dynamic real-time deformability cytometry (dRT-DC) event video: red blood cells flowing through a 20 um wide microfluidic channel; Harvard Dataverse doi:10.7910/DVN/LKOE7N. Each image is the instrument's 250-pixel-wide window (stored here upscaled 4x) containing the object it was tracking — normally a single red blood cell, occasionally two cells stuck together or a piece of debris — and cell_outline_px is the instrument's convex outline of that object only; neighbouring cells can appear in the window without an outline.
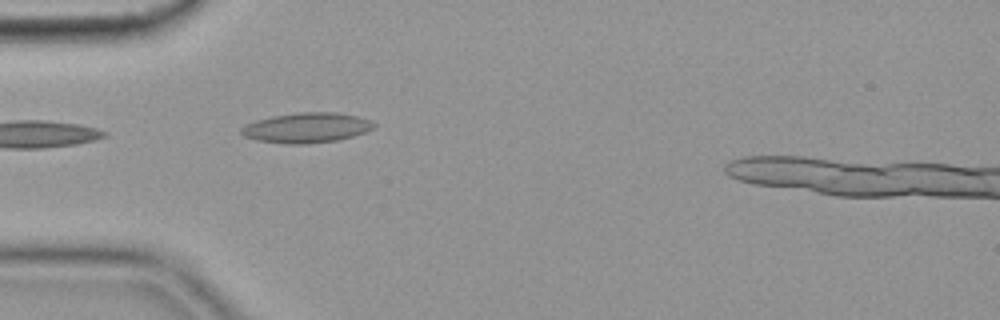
{"species": "common noctule bat (a hibernating species)", "species_latin": "Nyctalus noctula", "temperature_condition": "cold", "stored_images_in_passage": 12, "camera_frame_rate_fps": 3000, "um_per_image_px": 0.085, "animal": {"sex": "female", "body_mass_g": 19.9}, "frame": {"image": 1, "passage_image": 1, "time_ms": 0.0, "image_size_px": [1000, 320], "cell_outline_px": [[376, 124], [372, 128], [364, 132], [340, 140], [308, 144], [288, 144], [256, 140], [244, 136], [240, 132], [240, 128], [244, 124], [256, 120], [272, 116], [300, 112], [336, 112], [356, 116], [372, 120]], "centroid_in_image_um": [26.04, 10.86], "position_along_channel_um": 59.0, "area_um2": 23.35}}